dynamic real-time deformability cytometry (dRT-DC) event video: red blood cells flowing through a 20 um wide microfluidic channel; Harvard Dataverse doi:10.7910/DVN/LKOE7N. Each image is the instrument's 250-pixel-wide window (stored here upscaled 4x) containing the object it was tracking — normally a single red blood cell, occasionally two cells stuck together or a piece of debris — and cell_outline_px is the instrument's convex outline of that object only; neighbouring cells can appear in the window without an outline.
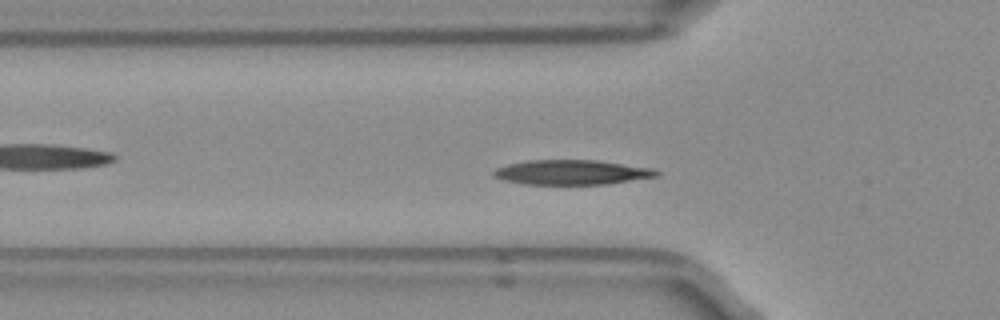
{"species": "Egyptian fruit bat (a non-hibernating species)", "species_latin": "Rousettus aegyptiacus", "temperature_condition": "room temperature", "stored_images_in_passage": 41, "segment_of_instrument_passage": [1, 2], "camera_frame_rate_fps": 3000, "um_per_image_px": 0.085, "frame": {"image": 1, "passage_image": 5, "time_ms": 1.333, "image_size_px": [1000, 320], "cell_outline_px": [[660, 176], [608, 184], [524, 184], [504, 180], [492, 176], [492, 172], [496, 168], [508, 164], [528, 160], [596, 160], [652, 168], [660, 172]], "centroid_in_image_um": [48.6, 14.65], "position_along_channel_um": 77.2, "area_um2": 23.52}}
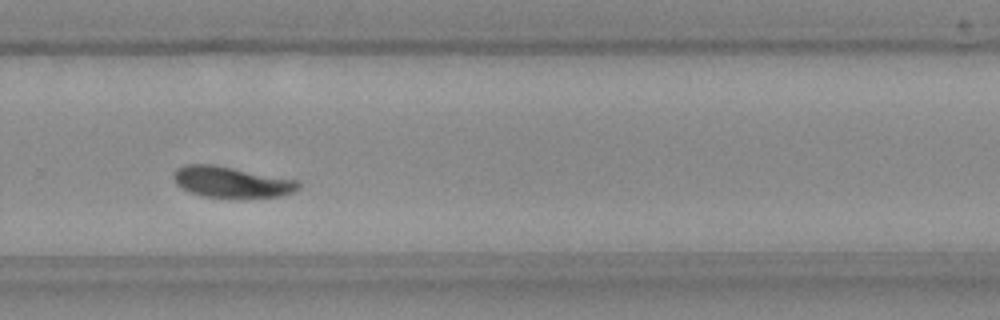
{"frame": {"image": 2, "passage_image": 23, "time_ms": 7.333, "image_size_px": [1000, 320], "cell_outline_px": [[300, 188], [292, 192], [280, 196], [204, 196], [192, 192], [176, 184], [172, 176], [184, 164], [212, 164], [300, 180]], "centroid_in_image_um": [19.71, 15.44], "position_along_channel_um": 310.1, "area_um2": 21.91}}
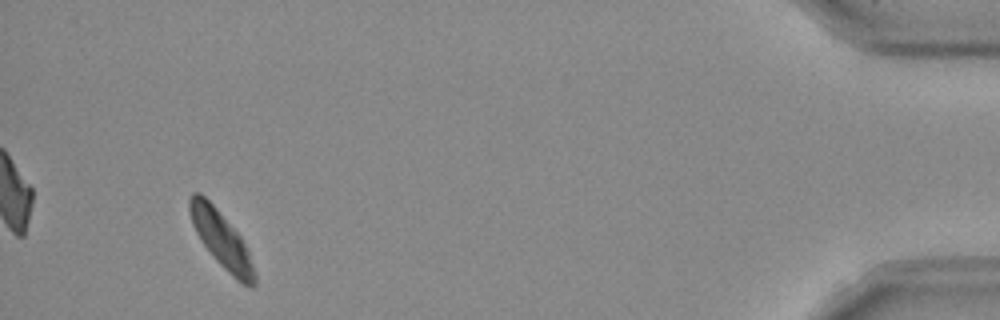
{"frame": {"image": 3, "passage_image": 37, "time_ms": 12.0, "image_size_px": [1000, 320], "cell_outline_px": [[256, 284], [252, 288], [248, 288], [236, 280], [216, 260], [200, 240], [192, 224], [188, 208], [188, 196], [192, 192], [200, 192], [216, 208], [240, 236], [248, 252], [256, 276]], "centroid_in_image_um": [18.79, 20.36], "position_along_channel_um": 416.4, "area_um2": 21.1}}